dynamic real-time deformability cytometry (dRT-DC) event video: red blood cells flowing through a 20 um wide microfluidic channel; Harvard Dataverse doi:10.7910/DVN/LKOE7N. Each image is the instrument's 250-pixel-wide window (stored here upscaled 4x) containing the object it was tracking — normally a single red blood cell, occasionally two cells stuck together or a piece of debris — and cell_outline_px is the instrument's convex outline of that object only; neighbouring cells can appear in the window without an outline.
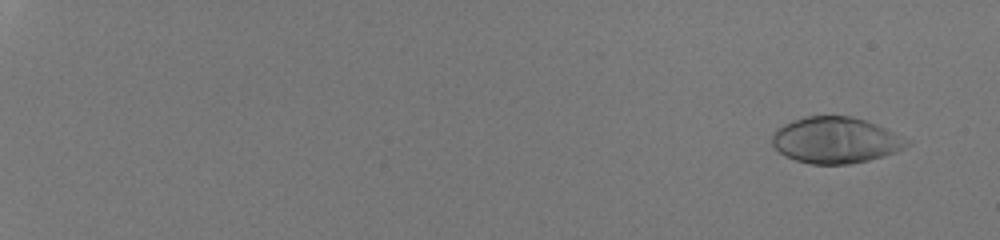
{"species": "human", "species_latin": "Homo sapiens", "temperature_condition": "room temperature", "stored_images_in_passage": 55, "camera_frame_rate_fps": 3000, "um_per_image_px": 0.085, "donor": {"sex": "male"}, "frame": {"image": 1, "passage_image": 4, "time_ms": 1.0, "image_size_px": [1000, 240], "cell_outline_px": [[912, 144], [896, 152], [884, 156], [868, 160], [848, 164], [812, 164], [796, 160], [784, 156], [772, 144], [772, 136], [776, 128], [792, 120], [804, 116], [852, 116], [876, 124], [912, 140]], "centroid_in_image_um": [71.05, 11.91], "position_along_channel_um": 14.0, "area_um2": 36.47}}
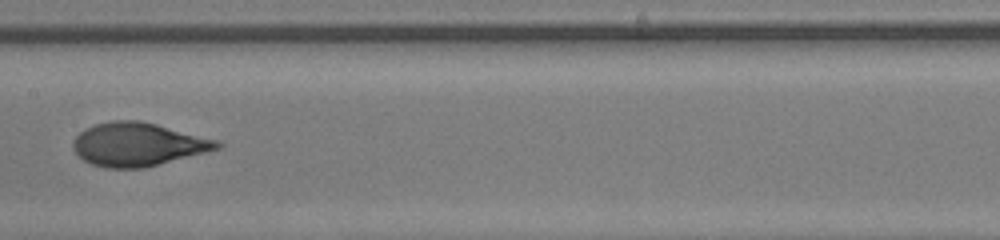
{"frame": {"image": 2, "passage_image": 34, "time_ms": 11.0, "image_size_px": [1000, 240], "cell_outline_px": [[224, 144], [220, 148], [208, 152], [144, 168], [104, 168], [92, 164], [84, 160], [72, 148], [72, 140], [84, 128], [96, 124], [112, 120], [140, 120], [220, 140]], "centroid_in_image_um": [11.75, 12.27], "position_along_channel_um": 195.7, "area_um2": 36.7}}
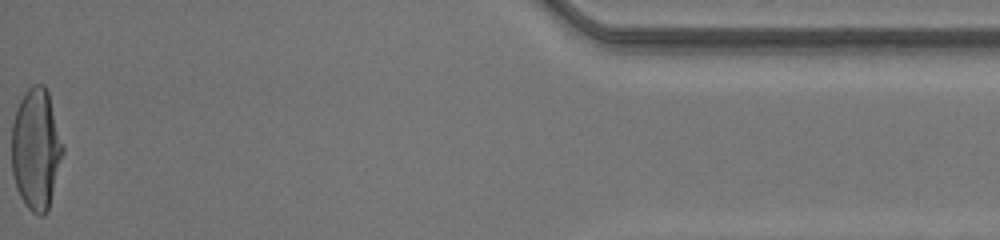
{"frame": {"image": 3, "passage_image": 55, "time_ms": 18.0, "image_size_px": [1000, 240], "cell_outline_px": [[64, 152], [48, 212], [44, 216], [40, 216], [32, 212], [24, 204], [16, 188], [12, 172], [12, 124], [16, 108], [24, 92], [32, 84], [44, 84], [48, 92], [64, 148]], "centroid_in_image_um": [3.06, 12.7], "position_along_channel_um": 432.1, "area_um2": 36.47}, "authors_computed_cell_mechanics": {"area_um2": 35.9516, "velocity_mm_per_s": 4.2487, "shape_relaxation_time_tau1_ms": 4.5815, "shape_relaxation_time_tau2_ms": null, "deformation_change_tau1": 0.2511, "deformation_change_tau2": null}}